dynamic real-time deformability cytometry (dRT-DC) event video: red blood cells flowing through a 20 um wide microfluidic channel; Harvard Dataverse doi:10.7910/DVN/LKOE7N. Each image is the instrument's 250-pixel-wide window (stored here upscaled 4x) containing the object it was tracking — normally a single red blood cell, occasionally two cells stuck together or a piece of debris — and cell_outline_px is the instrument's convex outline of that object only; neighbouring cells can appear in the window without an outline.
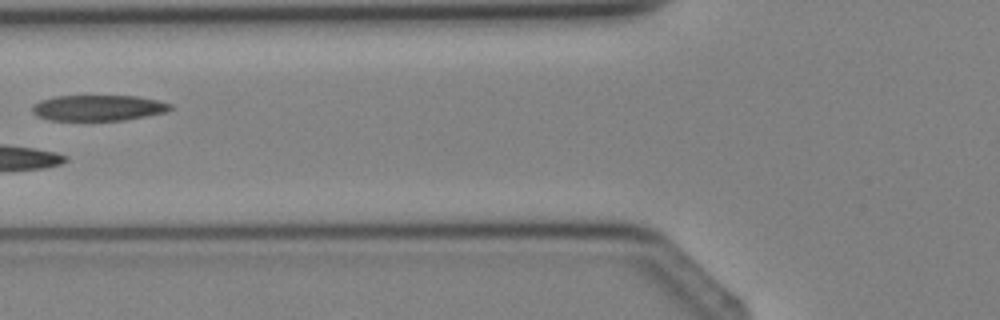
{"species": "Egyptian fruit bat (a non-hibernating species)", "species_latin": "Rousettus aegyptiacus", "temperature_condition": "cold", "stored_images_in_passage": 3, "camera_frame_rate_fps": 3000, "um_per_image_px": 0.085, "animal": {"sex": "female"}, "frame": {"image": 1, "passage_image": 3, "time_ms": 2.333, "image_size_px": [1000, 320], "cell_outline_px": [[172, 108], [168, 112], [124, 120], [52, 120], [40, 116], [32, 112], [32, 104], [40, 100], [52, 96], [136, 96], [156, 100], [172, 104]], "centroid_in_image_um": [8.36, 9.16], "position_along_channel_um": 117.4, "area_um2": 20.69}}